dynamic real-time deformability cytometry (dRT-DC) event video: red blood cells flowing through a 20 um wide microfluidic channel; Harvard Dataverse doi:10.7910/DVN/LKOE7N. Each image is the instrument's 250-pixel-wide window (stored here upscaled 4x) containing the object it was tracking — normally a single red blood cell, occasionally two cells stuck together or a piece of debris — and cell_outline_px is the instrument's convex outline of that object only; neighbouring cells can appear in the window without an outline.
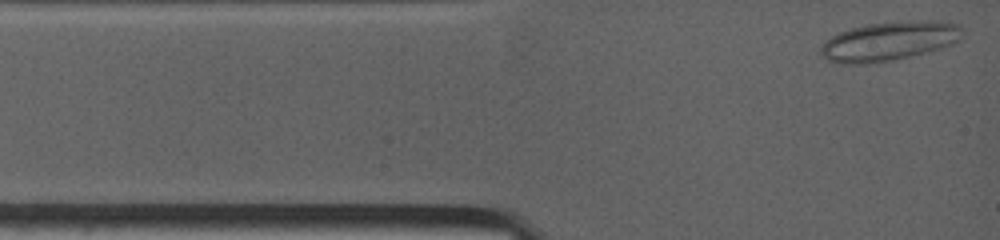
{"species": "common noctule bat (a hibernating species)", "species_latin": "Nyctalus noctula", "temperature_condition": "warm", "stored_images_in_passage": 34, "camera_frame_rate_fps": 4500, "um_per_image_px": 0.085, "animal": {"sex": "female", "body_mass_g": 19.0, "forearm_length_mm": 53.3}, "frame": {"image": 1, "passage_image": 1, "time_ms": 0.0, "image_size_px": [1000, 240], "cell_outline_px": [[960, 40], [944, 48], [912, 56], [892, 60], [868, 64], [836, 64], [828, 60], [820, 52], [820, 48], [832, 36], [840, 32], [852, 28], [868, 24], [908, 20], [932, 20], [960, 24]], "centroid_in_image_um": [75.6, 3.51], "position_along_channel_um": 9.4, "area_um2": 32.37}}
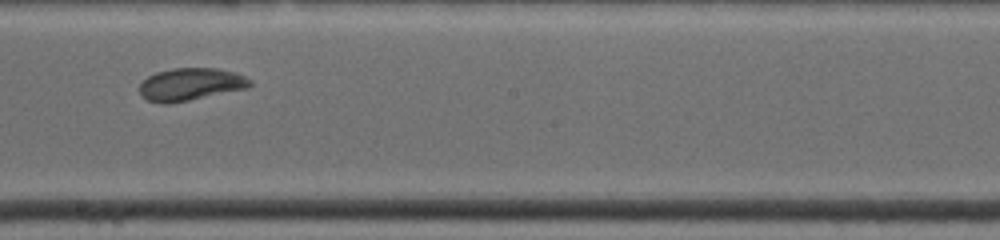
{"frame": {"image": 2, "passage_image": 21, "time_ms": 6.667, "image_size_px": [1000, 240], "cell_outline_px": [[252, 84], [248, 88], [168, 104], [160, 104], [148, 100], [140, 96], [140, 84], [148, 76], [156, 72], [172, 68], [216, 68], [236, 72], [252, 80]], "centroid_in_image_um": [16.19, 7.16], "position_along_channel_um": 232.0, "area_um2": 20.98}}
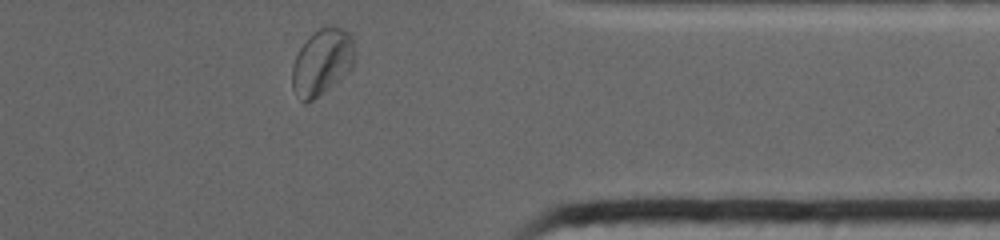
{"frame": {"image": 3, "passage_image": 34, "time_ms": 10.889, "image_size_px": [1000, 240], "cell_outline_px": [[356, 52], [352, 68], [340, 80], [312, 100], [304, 104], [300, 100], [292, 88], [292, 64], [300, 48], [320, 28], [332, 24], [344, 28], [352, 36]], "centroid_in_image_um": [27.41, 5.27], "position_along_channel_um": 384.0, "area_um2": 24.28}, "authors_computed_cell_mechanics": {"area_um2": 21.386, "velocity_mm_per_s": 3.8918, "shape_relaxation_time_tau1_ms": 6.7349, "shape_relaxation_time_tau2_ms": 1.8605, "deformation_change_tau1": 0.1036, "deformation_change_tau2": 0.0513}}